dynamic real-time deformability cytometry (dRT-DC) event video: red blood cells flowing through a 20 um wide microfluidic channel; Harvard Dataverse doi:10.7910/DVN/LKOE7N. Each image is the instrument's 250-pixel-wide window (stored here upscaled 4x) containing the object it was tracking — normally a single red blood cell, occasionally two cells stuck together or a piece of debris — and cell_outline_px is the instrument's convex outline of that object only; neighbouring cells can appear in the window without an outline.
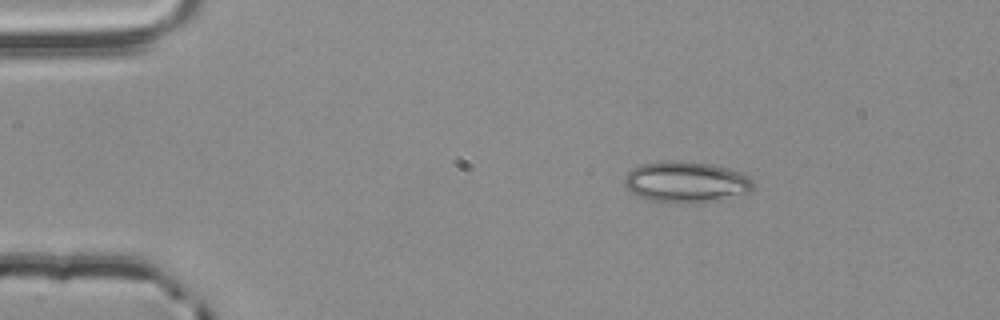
{"species": "common noctule bat (a hibernating species)", "species_latin": "Nyctalus noctula", "temperature_condition": "room temperature", "stored_images_in_passage": 3, "camera_frame_rate_fps": 3000, "um_per_image_px": 0.085, "animal": {"sex": "male", "body_mass_g": 20.4}, "frame": {"image": 1, "passage_image": 1, "time_ms": 0.0, "image_size_px": [1000, 320], "cell_outline_px": [[756, 184], [752, 192], [720, 200], [652, 200], [640, 196], [632, 192], [624, 184], [624, 180], [628, 172], [632, 168], [640, 164], [660, 160], [676, 160], [712, 164], [728, 168], [748, 176]], "centroid_in_image_um": [58.35, 15.41], "position_along_channel_um": 26.6, "area_um2": 30.17}}